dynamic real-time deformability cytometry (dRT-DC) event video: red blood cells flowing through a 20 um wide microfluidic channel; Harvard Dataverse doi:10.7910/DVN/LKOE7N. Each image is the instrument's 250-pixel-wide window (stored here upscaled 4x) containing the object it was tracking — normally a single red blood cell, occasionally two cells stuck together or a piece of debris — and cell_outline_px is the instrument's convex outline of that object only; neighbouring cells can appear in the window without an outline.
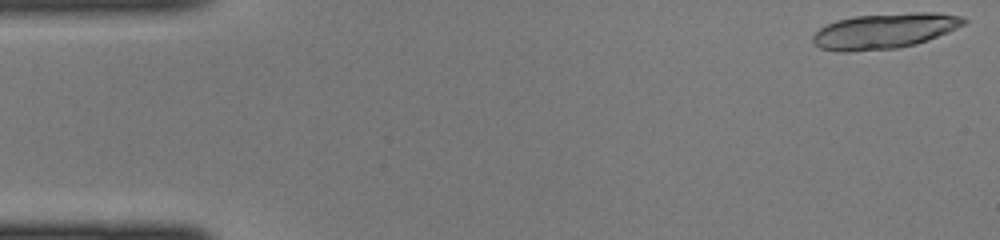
{"species": "common noctule bat (a hibernating species)", "species_latin": "Nyctalus noctula", "temperature_condition": "cold", "stored_images_in_passage": 14, "camera_frame_rate_fps": 3000, "um_per_image_px": 0.085, "animal": {"sex": "female", "body_mass_g": 22.0, "forearm_length_mm": 56.7}, "frame": {"image": 1, "passage_image": 1, "time_ms": 0.0, "image_size_px": [1000, 240], "cell_outline_px": [[968, 20], [964, 24], [948, 32], [928, 40], [916, 44], [900, 48], [848, 52], [840, 52], [820, 48], [812, 44], [812, 36], [820, 28], [836, 20], [852, 16], [912, 12], [936, 12], [960, 16]], "centroid_in_image_um": [75.16, 2.63], "position_along_channel_um": 9.8, "area_um2": 31.39}}